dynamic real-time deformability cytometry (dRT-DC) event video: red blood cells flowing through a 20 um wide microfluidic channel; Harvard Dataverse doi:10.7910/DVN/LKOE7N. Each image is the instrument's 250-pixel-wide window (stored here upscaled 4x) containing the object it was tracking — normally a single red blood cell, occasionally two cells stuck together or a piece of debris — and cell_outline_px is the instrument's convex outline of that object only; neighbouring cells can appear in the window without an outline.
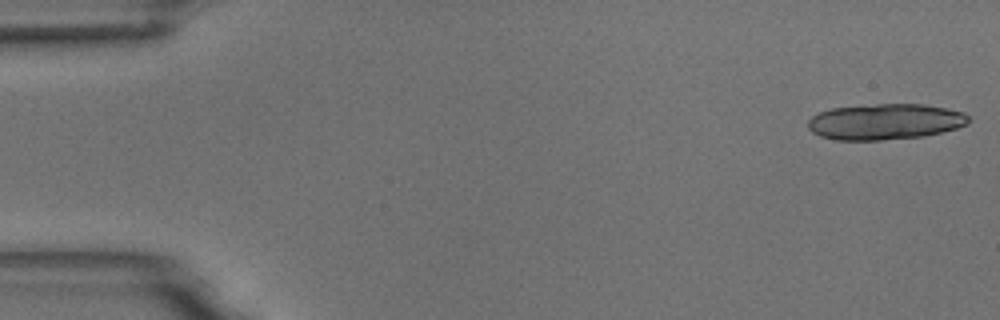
{"species": "common noctule bat (a hibernating species)", "species_latin": "Nyctalus noctula", "temperature_condition": "room temperature", "stored_images_in_passage": 7, "camera_frame_rate_fps": 3000, "um_per_image_px": 0.085, "animal": {"sex": "male", "body_mass_g": 18.8}, "frame": {"image": 1, "passage_image": 1, "time_ms": 0.0, "image_size_px": [1000, 320], "cell_outline_px": [[972, 120], [968, 124], [956, 128], [924, 136], [880, 140], [836, 140], [820, 136], [812, 132], [808, 128], [808, 120], [812, 116], [820, 112], [832, 108], [876, 104], [924, 104], [948, 108], [964, 112]], "centroid_in_image_um": [75.25, 10.34], "position_along_channel_um": 9.7, "area_um2": 33.7}}